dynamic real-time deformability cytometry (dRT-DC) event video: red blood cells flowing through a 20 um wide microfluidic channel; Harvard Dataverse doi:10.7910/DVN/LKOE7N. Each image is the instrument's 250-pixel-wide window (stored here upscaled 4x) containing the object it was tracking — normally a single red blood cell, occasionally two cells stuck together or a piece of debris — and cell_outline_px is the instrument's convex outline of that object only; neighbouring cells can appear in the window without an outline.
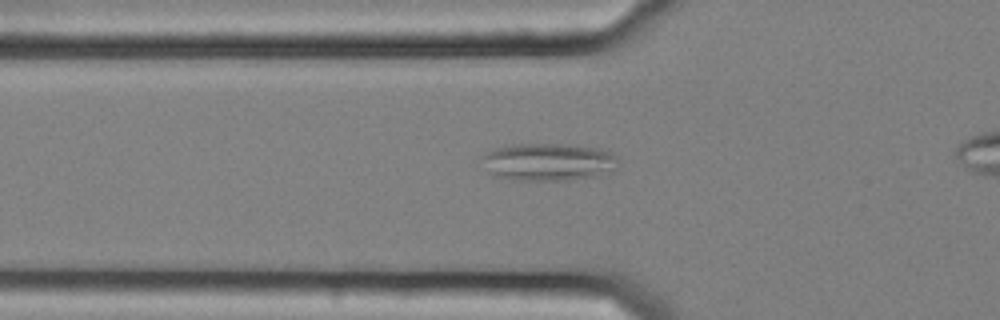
{"species": "common noctule bat (a hibernating species)", "species_latin": "Nyctalus noctula", "temperature_condition": "cold", "stored_images_in_passage": 34, "camera_frame_rate_fps": 3000, "um_per_image_px": 0.085, "animal": {"sex": "female", "body_mass_g": 25.1}, "frame": {"image": 1, "passage_image": 4, "time_ms": 1.0, "image_size_px": [1000, 320], "cell_outline_px": [[616, 168], [612, 172], [600, 176], [568, 180], [520, 180], [492, 176], [480, 156], [496, 148], [512, 144], [560, 144], [604, 148], [612, 152], [616, 156]], "centroid_in_image_um": [46.66, 13.76], "position_along_channel_um": 79.1, "area_um2": 30.06}}
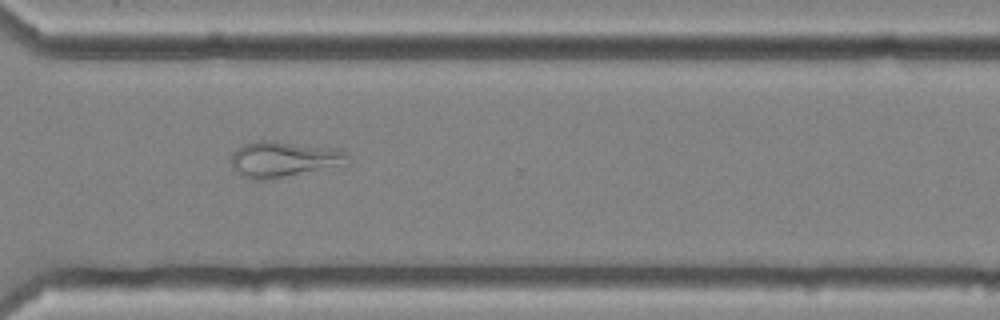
{"frame": {"image": 2, "passage_image": 26, "time_ms": 8.333, "image_size_px": [1000, 320], "cell_outline_px": [[348, 164], [272, 180], [252, 180], [240, 176], [232, 168], [232, 152], [244, 144], [256, 140], [272, 140], [336, 148], [344, 152], [348, 156]], "centroid_in_image_um": [24.09, 13.55], "position_along_channel_um": 346.5, "area_um2": 24.8}}
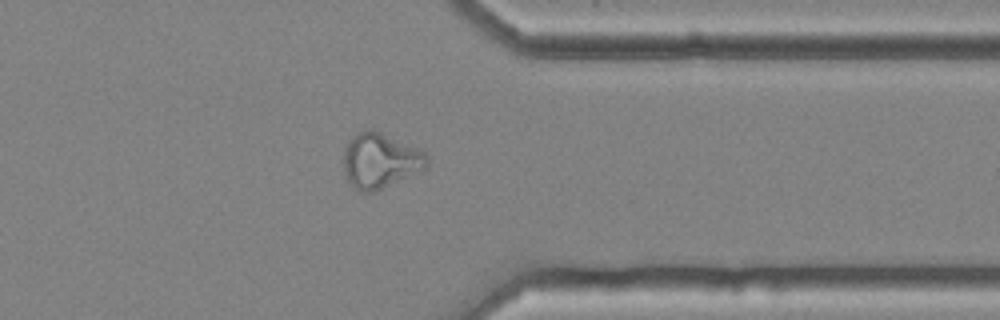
{"frame": {"image": 3, "passage_image": 29, "time_ms": 9.333, "image_size_px": [1000, 320], "cell_outline_px": [[428, 164], [424, 168], [372, 192], [360, 192], [348, 180], [344, 168], [344, 148], [352, 136], [356, 132], [364, 128], [372, 128], [416, 148], [424, 152], [428, 156]], "centroid_in_image_um": [32.27, 13.6], "position_along_channel_um": 379.1, "area_um2": 26.24}, "authors_computed_cell_mechanics": {"area_um2": 22.1085, "velocity_mm_per_s": 3.6465, "shape_relaxation_time_tau1_ms": null, "shape_relaxation_time_tau2_ms": 3.1373, "deformation_change_tau1": null, "deformation_change_tau2": 0.1066}}